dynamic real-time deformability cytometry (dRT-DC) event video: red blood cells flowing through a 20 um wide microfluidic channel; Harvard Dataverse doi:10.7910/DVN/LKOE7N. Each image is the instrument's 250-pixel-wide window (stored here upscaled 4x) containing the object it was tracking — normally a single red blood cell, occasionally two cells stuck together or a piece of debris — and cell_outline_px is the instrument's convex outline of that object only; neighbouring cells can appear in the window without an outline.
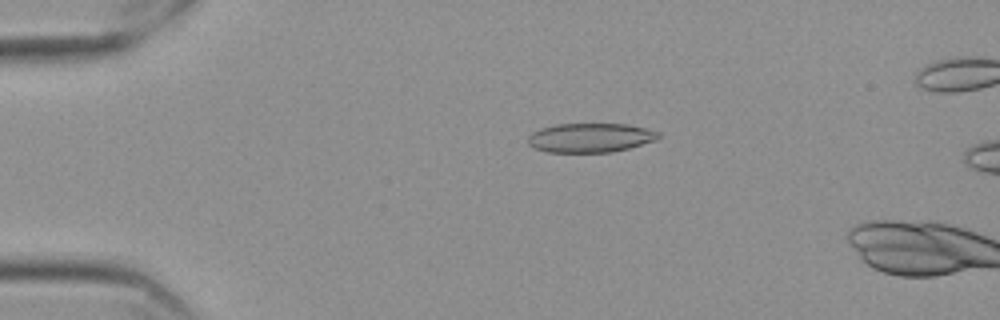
{"species": "Egyptian fruit bat (a non-hibernating species)", "species_latin": "Rousettus aegyptiacus", "temperature_condition": "cold", "stored_images_in_passage": 14, "camera_frame_rate_fps": 3000, "um_per_image_px": 0.085, "frame": {"image": 1, "passage_image": 12, "time_ms": 3.667, "image_size_px": [1000, 320], "cell_outline_px": [[660, 136], [656, 140], [628, 148], [612, 152], [548, 152], [532, 148], [528, 144], [528, 136], [532, 132], [540, 128], [556, 124], [628, 124], [660, 132]], "centroid_in_image_um": [50.14, 11.71], "position_along_channel_um": 34.9, "area_um2": 22.25}}